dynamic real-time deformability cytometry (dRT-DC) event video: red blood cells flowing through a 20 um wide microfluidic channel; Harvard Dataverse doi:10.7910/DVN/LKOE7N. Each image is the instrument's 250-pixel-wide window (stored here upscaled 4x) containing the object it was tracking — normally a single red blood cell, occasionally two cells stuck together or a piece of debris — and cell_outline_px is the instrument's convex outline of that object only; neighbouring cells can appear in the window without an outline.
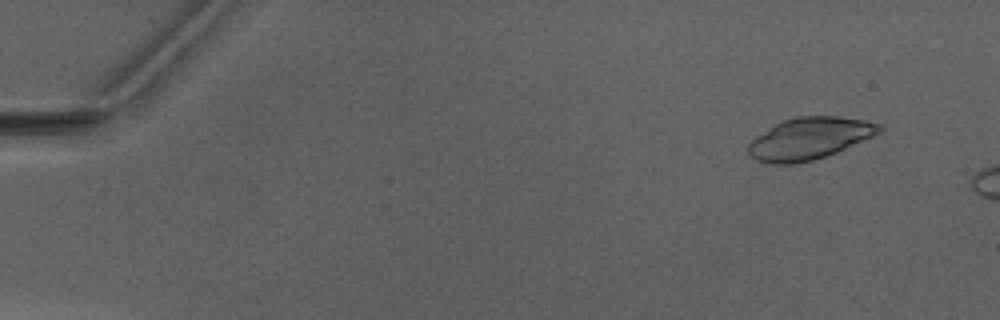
{"species": "Egyptian fruit bat (a non-hibernating species)", "species_latin": "Rousettus aegyptiacus", "temperature_condition": "warm", "stored_images_in_passage": 3, "camera_frame_rate_fps": 3000, "um_per_image_px": 0.085, "animal": {"sex": "male"}, "frame": {"image": 1, "passage_image": 1, "time_ms": 0.0, "image_size_px": [1000, 320], "cell_outline_px": [[884, 128], [880, 132], [872, 136], [836, 152], [812, 160], [796, 164], [772, 164], [756, 160], [748, 152], [748, 144], [756, 136], [780, 120], [796, 116], [836, 116], [864, 120], [880, 124]], "centroid_in_image_um": [68.77, 11.76], "position_along_channel_um": 16.2, "area_um2": 31.85}}